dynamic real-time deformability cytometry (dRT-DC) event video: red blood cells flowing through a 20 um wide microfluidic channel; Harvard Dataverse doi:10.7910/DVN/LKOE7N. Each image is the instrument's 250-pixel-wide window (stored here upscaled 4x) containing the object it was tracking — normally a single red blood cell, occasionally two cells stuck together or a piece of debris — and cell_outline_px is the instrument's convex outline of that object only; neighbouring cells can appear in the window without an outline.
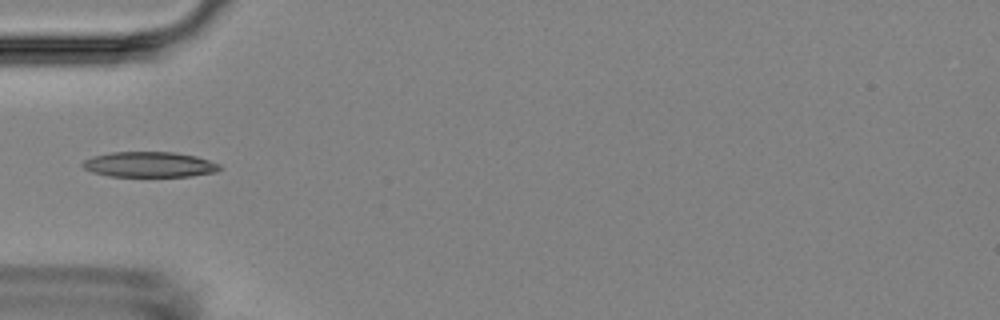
{"species": "Egyptian fruit bat (a non-hibernating species)", "species_latin": "Rousettus aegyptiacus", "temperature_condition": "room temperature", "stored_images_in_passage": 5, "camera_frame_rate_fps": 3000, "um_per_image_px": 0.085, "animal": {"sex": "female"}, "frame": {"image": 1, "passage_image": 5, "time_ms": 5.333, "image_size_px": [1000, 320], "cell_outline_px": [[220, 168], [216, 172], [192, 176], [108, 176], [92, 172], [84, 168], [80, 164], [84, 160], [92, 156], [112, 152], [176, 152], [196, 156], [220, 164]], "centroid_in_image_um": [12.68, 13.98], "position_along_channel_um": 72.3, "area_um2": 20.29}}